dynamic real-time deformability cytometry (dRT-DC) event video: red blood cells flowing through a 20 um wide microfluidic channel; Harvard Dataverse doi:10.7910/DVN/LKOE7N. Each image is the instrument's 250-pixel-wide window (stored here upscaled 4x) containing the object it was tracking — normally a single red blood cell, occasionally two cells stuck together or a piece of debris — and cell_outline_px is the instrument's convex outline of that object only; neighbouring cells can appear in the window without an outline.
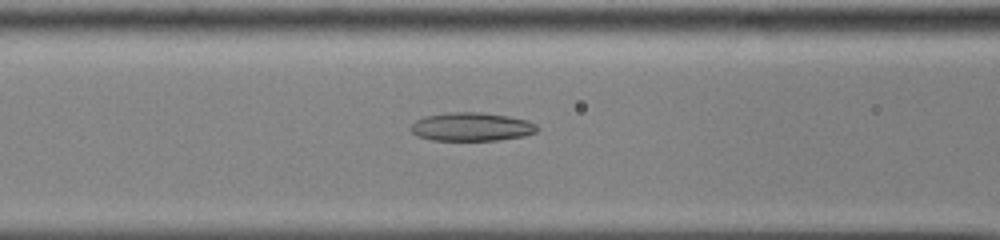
{"species": "common noctule bat (a hibernating species)", "species_latin": "Nyctalus noctula", "temperature_condition": "cold", "stored_images_in_passage": 51, "camera_frame_rate_fps": 3000, "um_per_image_px": 0.085, "animal": {"sex": "male", "body_mass_g": 13.0, "forearm_length_mm": 53.1}, "frame": {"image": 1, "passage_image": 25, "time_ms": 8.0, "image_size_px": [1000, 240], "cell_outline_px": [[540, 128], [536, 132], [524, 136], [500, 140], [432, 140], [420, 136], [412, 132], [408, 128], [416, 120], [424, 116], [448, 112], [480, 112], [508, 116], [528, 120], [536, 124]], "centroid_in_image_um": [40.1, 10.77], "position_along_channel_um": 126.5, "area_um2": 21.1}}
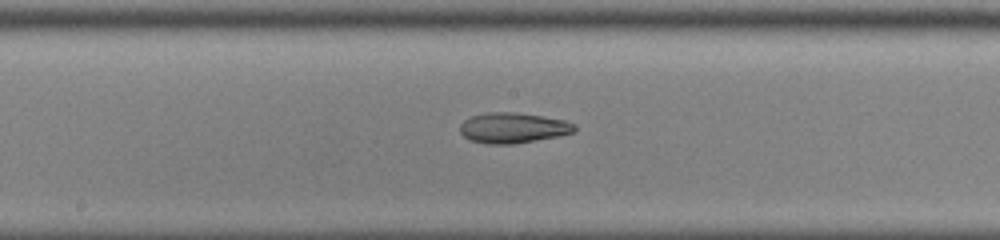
{"frame": {"image": 2, "passage_image": 31, "time_ms": 10.0, "image_size_px": [1000, 240], "cell_outline_px": [[576, 132], [560, 136], [512, 144], [488, 144], [468, 140], [460, 132], [460, 124], [464, 120], [472, 116], [488, 112], [516, 112], [544, 116], [564, 120], [576, 124]], "centroid_in_image_um": [43.62, 10.87], "position_along_channel_um": 204.6, "area_um2": 20.52}}
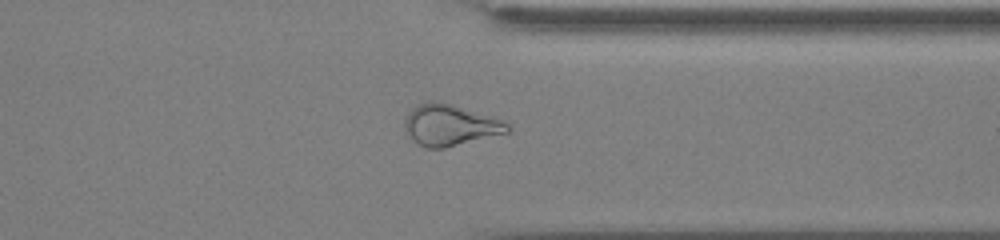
{"frame": {"image": 3, "passage_image": 44, "time_ms": 14.333, "image_size_px": [1000, 240], "cell_outline_px": [[512, 128], [508, 132], [444, 148], [424, 148], [416, 144], [404, 132], [404, 120], [408, 112], [416, 104], [428, 100], [452, 104], [504, 120]], "centroid_in_image_um": [38.2, 10.63], "position_along_channel_um": 373.2, "area_um2": 24.91}}